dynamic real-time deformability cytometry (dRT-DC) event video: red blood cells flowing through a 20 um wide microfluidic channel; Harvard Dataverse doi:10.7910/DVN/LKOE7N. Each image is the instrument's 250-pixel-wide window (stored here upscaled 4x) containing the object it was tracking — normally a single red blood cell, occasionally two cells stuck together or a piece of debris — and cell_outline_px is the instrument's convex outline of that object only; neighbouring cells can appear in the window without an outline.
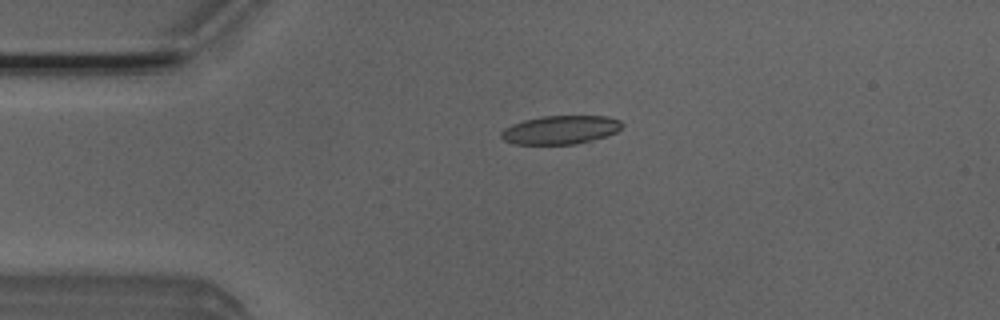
{"species": "Egyptian fruit bat (a non-hibernating species)", "species_latin": "Rousettus aegyptiacus", "temperature_condition": "room temperature", "stored_images_in_passage": 9, "camera_frame_rate_fps": 3000, "um_per_image_px": 0.085, "animal": {"sex": "male"}, "frame": {"image": 1, "passage_image": 3, "time_ms": 0.667, "image_size_px": [1000, 320], "cell_outline_px": [[624, 124], [616, 132], [592, 140], [576, 144], [516, 144], [504, 140], [500, 136], [500, 132], [504, 128], [512, 124], [524, 120], [544, 116], [608, 116], [620, 120]], "centroid_in_image_um": [47.63, 11.03], "position_along_channel_um": 37.4, "area_um2": 20.06}}
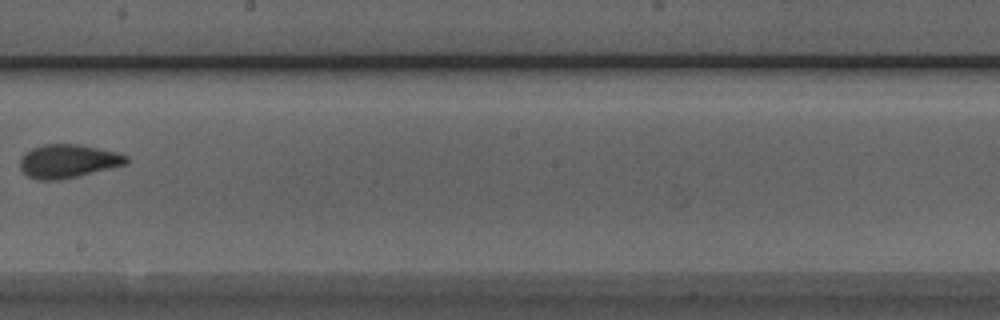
{"frame": {"image": 2, "passage_image": 8, "time_ms": 2.333, "image_size_px": [1000, 320], "cell_outline_px": [[128, 160], [124, 164], [60, 180], [36, 180], [28, 176], [20, 168], [20, 160], [24, 152], [32, 148], [44, 144], [80, 144], [116, 152], [128, 156]], "centroid_in_image_um": [5.72, 13.69], "position_along_channel_um": 242.5, "area_um2": 20.52}}
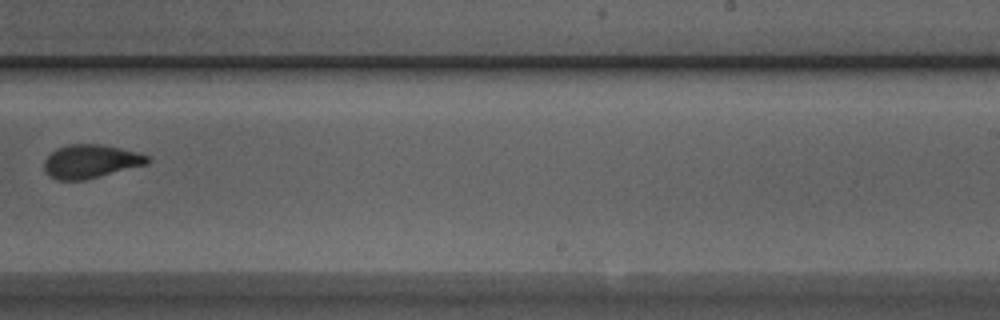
{"frame": {"image": 3, "passage_image": 9, "time_ms": 2.667, "image_size_px": [1000, 320], "cell_outline_px": [[152, 160], [148, 164], [84, 180], [56, 180], [48, 176], [44, 168], [44, 160], [52, 152], [68, 144], [100, 144], [120, 148], [136, 152], [148, 156]], "centroid_in_image_um": [7.71, 13.73], "position_along_channel_um": 281.3, "area_um2": 20.11}}